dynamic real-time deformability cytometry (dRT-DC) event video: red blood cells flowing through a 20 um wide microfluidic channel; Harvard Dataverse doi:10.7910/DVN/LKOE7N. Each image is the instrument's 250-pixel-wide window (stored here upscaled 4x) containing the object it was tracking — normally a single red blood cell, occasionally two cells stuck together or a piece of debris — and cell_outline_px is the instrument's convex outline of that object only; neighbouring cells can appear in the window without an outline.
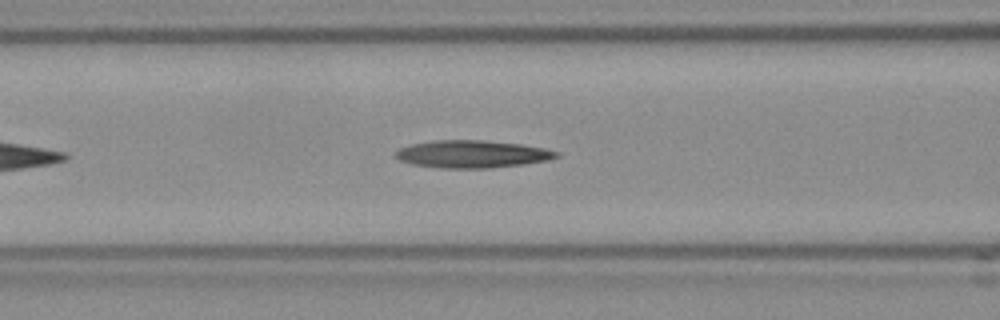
{"species": "Egyptian fruit bat (a non-hibernating species)", "species_latin": "Rousettus aegyptiacus", "temperature_condition": "room temperature", "stored_images_in_passage": 28, "camera_frame_rate_fps": 3000, "um_per_image_px": 0.085, "frame": {"image": 1, "passage_image": 9, "time_ms": 2.667, "image_size_px": [1000, 320], "cell_outline_px": [[560, 156], [548, 160], [524, 164], [488, 168], [440, 168], [412, 164], [400, 160], [396, 156], [396, 152], [400, 148], [412, 144], [432, 140], [484, 140], [520, 144], [544, 148], [560, 152]], "centroid_in_image_um": [40.16, 13.09], "position_along_channel_um": 126.4, "area_um2": 25.72}}